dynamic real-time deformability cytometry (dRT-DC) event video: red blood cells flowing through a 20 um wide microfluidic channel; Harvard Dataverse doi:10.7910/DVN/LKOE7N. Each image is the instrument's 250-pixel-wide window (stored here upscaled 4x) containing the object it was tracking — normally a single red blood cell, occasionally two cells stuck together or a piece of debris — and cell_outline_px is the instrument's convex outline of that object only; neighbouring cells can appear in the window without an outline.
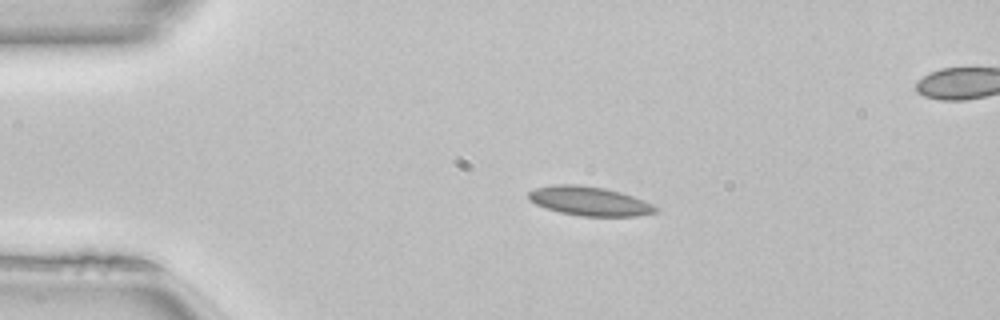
{"species": "common noctule bat (a hibernating species)", "species_latin": "Nyctalus noctula", "temperature_condition": "room temperature", "stored_images_in_passage": 41, "camera_frame_rate_fps": 3000, "um_per_image_px": 0.085, "animal": {"sex": "female", "body_mass_g": 22.7, "forearm_length_mm": 54.2}, "frame": {"image": 1, "passage_image": 1, "time_ms": 0.0, "image_size_px": [1000, 320], "cell_outline_px": [[660, 208], [656, 212], [636, 216], [580, 216], [560, 212], [536, 204], [528, 196], [528, 192], [536, 188], [552, 184], [576, 184], [604, 188], [620, 192], [632, 196], [652, 204]], "centroid_in_image_um": [50.11, 17.09], "position_along_channel_um": 34.9, "area_um2": 21.33}}
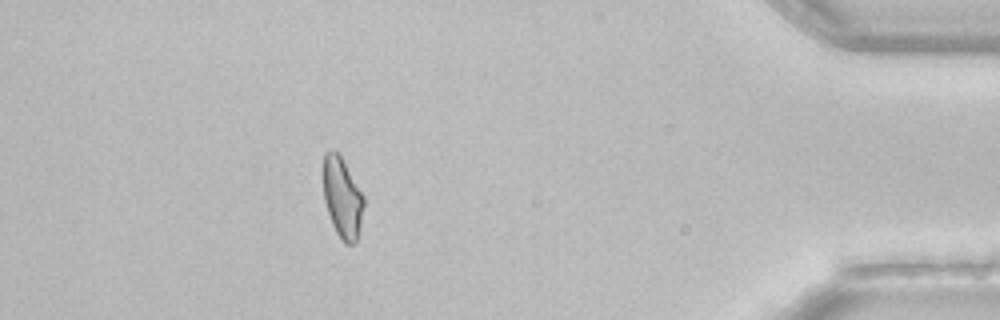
{"frame": {"image": 2, "passage_image": 35, "time_ms": 11.333, "image_size_px": [1000, 320], "cell_outline_px": [[364, 204], [360, 224], [356, 240], [352, 244], [344, 244], [336, 232], [332, 224], [324, 200], [324, 152], [332, 148], [340, 156], [364, 196]], "centroid_in_image_um": [29.09, 16.81], "position_along_channel_um": 406.1, "area_um2": 18.61}, "authors_computed_cell_mechanics": {"area_um2": 20.1144, "velocity_mm_per_s": 4.0942, "shape_relaxation_time_tau1_ms": null, "shape_relaxation_time_tau2_ms": 3.9124, "deformation_change_tau1": null, "deformation_change_tau2": 0.0823}}